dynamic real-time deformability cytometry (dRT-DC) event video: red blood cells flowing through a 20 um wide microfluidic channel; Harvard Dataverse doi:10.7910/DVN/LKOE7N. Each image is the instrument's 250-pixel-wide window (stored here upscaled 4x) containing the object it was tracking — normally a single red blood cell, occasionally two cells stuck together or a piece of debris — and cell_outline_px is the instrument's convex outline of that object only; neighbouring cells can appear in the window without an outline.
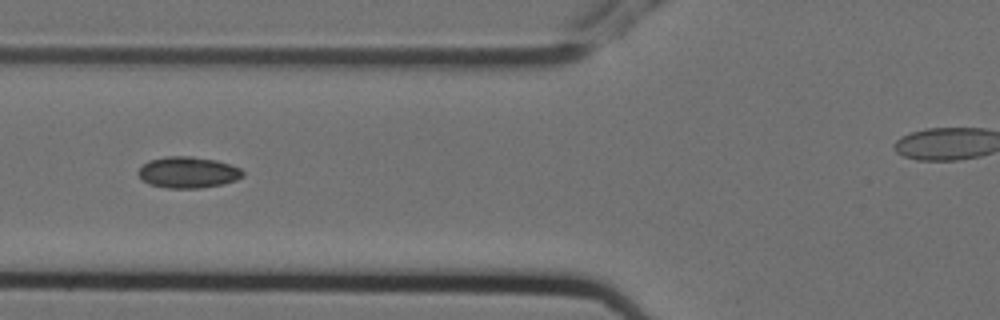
{"species": "Egyptian fruit bat (a non-hibernating species)", "species_latin": "Rousettus aegyptiacus", "temperature_condition": "cold", "stored_images_in_passage": 6, "camera_frame_rate_fps": 3000, "um_per_image_px": 0.085, "animal": {"sex": "female"}, "frame": {"image": 1, "passage_image": 3, "time_ms": 0.667, "image_size_px": [1000, 320], "cell_outline_px": [[244, 176], [236, 180], [220, 184], [200, 188], [168, 188], [148, 184], [136, 172], [148, 160], [164, 156], [192, 156], [216, 160], [240, 168], [244, 172]], "centroid_in_image_um": [15.96, 14.64], "position_along_channel_um": 109.8, "area_um2": 19.02}}
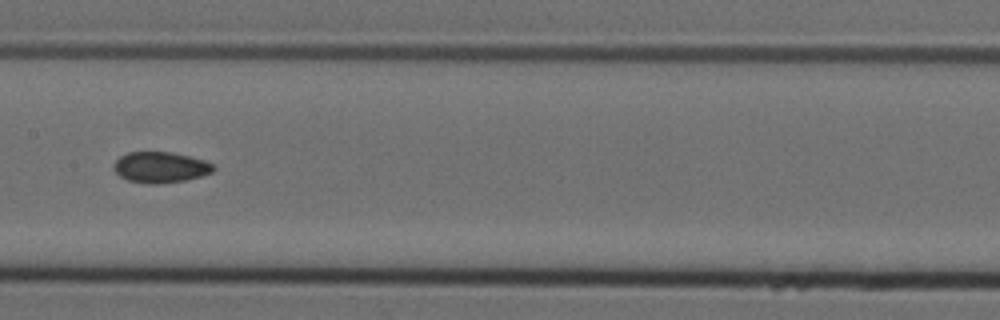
{"frame": {"image": 2, "passage_image": 5, "time_ms": 1.333, "image_size_px": [1000, 320], "cell_outline_px": [[216, 168], [212, 172], [200, 176], [184, 180], [160, 184], [148, 184], [128, 180], [120, 176], [112, 168], [112, 164], [120, 156], [128, 152], [168, 152], [188, 156], [204, 160], [212, 164]], "centroid_in_image_um": [13.6, 14.22], "position_along_channel_um": 193.8, "area_um2": 17.86}}
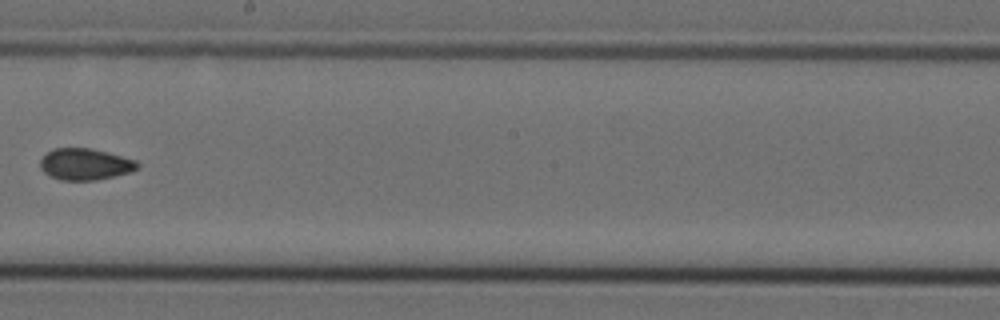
{"frame": {"image": 3, "passage_image": 6, "time_ms": 1.667, "image_size_px": [1000, 320], "cell_outline_px": [[140, 168], [132, 172], [96, 180], [60, 180], [44, 172], [40, 168], [40, 160], [48, 152], [56, 148], [88, 148], [108, 152], [136, 160], [140, 164]], "centroid_in_image_um": [7.28, 13.96], "position_along_channel_um": 240.9, "area_um2": 17.86}}